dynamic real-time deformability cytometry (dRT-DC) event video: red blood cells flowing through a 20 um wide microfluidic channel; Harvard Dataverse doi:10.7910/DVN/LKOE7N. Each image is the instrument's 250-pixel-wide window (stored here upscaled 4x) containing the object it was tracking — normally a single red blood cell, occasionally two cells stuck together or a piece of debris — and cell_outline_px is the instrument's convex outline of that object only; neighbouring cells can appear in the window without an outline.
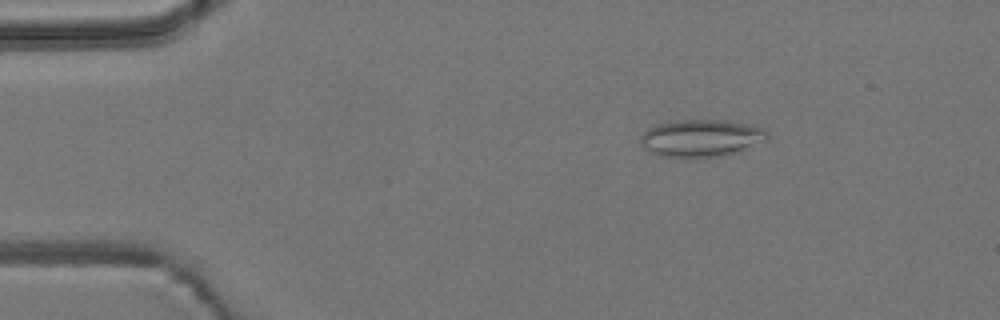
{"species": "common noctule bat (a hibernating species)", "species_latin": "Nyctalus noctula", "temperature_condition": "room temperature", "stored_images_in_passage": 53, "camera_frame_rate_fps": 3000, "um_per_image_px": 0.085, "animal": {"sex": "male", "body_mass_g": 19.2, "forearm_length_mm": 51.8}, "frame": {"image": 1, "passage_image": 8, "time_ms": 2.333, "image_size_px": [1000, 320], "cell_outline_px": [[768, 140], [740, 152], [724, 156], [660, 156], [644, 148], [640, 140], [640, 136], [648, 128], [656, 124], [680, 120], [724, 120], [752, 124], [768, 132]], "centroid_in_image_um": [59.65, 11.73], "position_along_channel_um": 25.4, "area_um2": 27.51}}
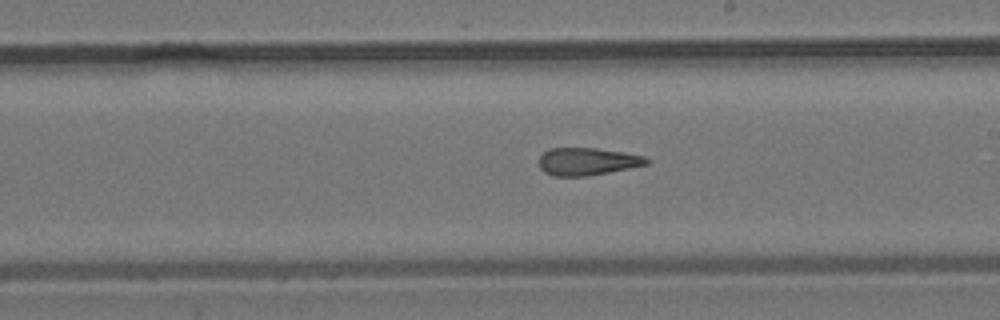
{"frame": {"image": 2, "passage_image": 30, "time_ms": 9.667, "image_size_px": [1000, 320], "cell_outline_px": [[652, 160], [648, 164], [588, 176], [552, 176], [544, 172], [540, 168], [540, 156], [548, 148], [596, 148], [624, 152], [644, 156]], "centroid_in_image_um": [49.93, 13.72], "position_along_channel_um": 239.1, "area_um2": 17.28}}
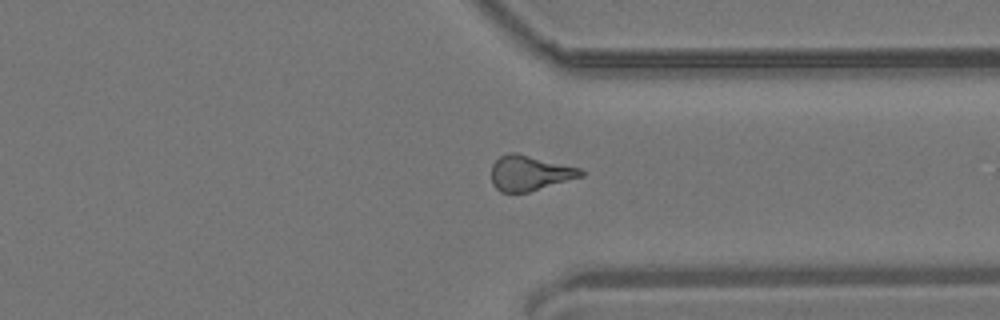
{"frame": {"image": 3, "passage_image": 40, "time_ms": 13.0, "image_size_px": [1000, 320], "cell_outline_px": [[584, 176], [528, 192], [500, 192], [492, 184], [492, 164], [500, 156], [508, 152], [516, 152], [580, 168], [584, 172]], "centroid_in_image_um": [45.02, 14.7], "position_along_channel_um": 366.4, "area_um2": 18.32}, "authors_computed_cell_mechanics": {"area_um2": 18.3804, "velocity_mm_per_s": 3.8381, "shape_relaxation_time_tau1_ms": null, "shape_relaxation_time_tau2_ms": 2.3089, "deformation_change_tau1": null, "deformation_change_tau2": 0.1301}}